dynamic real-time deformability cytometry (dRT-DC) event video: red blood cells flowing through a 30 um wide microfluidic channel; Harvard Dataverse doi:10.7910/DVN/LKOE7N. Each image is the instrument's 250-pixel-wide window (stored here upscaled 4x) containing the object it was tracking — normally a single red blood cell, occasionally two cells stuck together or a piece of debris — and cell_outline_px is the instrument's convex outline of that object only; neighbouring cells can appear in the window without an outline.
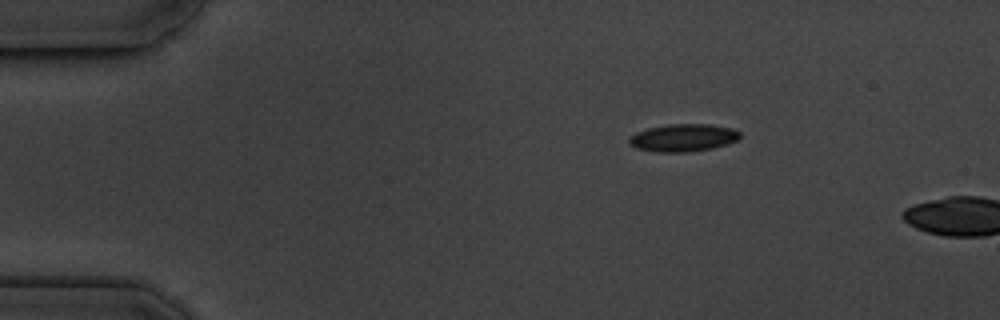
{"species": "common noctule bat (a hibernating species)", "species_latin": "Nyctalus noctula", "temperature_condition": "cold", "stored_images_in_passage": 2, "camera_frame_rate_fps": 3000, "um_per_image_px": 0.085, "animal": {"sex": "male", "body_mass_g": 19.5, "forearm_length_mm": 54.6}, "frame": {"image": 1, "passage_image": 1, "time_ms": 0.0, "image_size_px": [1000, 320], "cell_outline_px": [[740, 136], [736, 140], [728, 144], [712, 148], [688, 152], [660, 152], [636, 148], [628, 144], [628, 136], [636, 132], [648, 128], [668, 124], [712, 124], [732, 128], [740, 132]], "centroid_in_image_um": [58.05, 11.7], "position_along_channel_um": 27.0, "area_um2": 17.92}}